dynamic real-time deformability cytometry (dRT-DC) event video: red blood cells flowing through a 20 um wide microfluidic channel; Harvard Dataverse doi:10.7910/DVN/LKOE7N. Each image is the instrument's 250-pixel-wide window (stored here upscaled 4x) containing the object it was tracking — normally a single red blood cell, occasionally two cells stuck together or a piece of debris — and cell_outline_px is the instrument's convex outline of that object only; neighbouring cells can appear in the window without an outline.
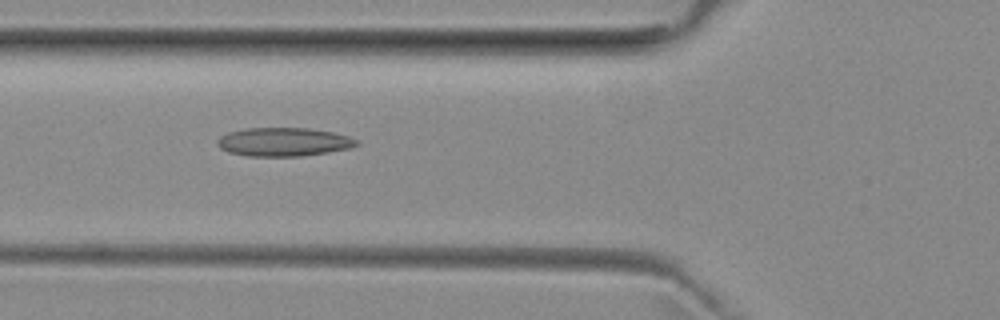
{"species": "common noctule bat (a hibernating species)", "species_latin": "Nyctalus noctula", "temperature_condition": "room temperature", "stored_images_in_passage": 34, "camera_frame_rate_fps": 3000, "um_per_image_px": 0.085, "animal": {"sex": "female", "body_mass_g": 29.2, "forearm_length_mm": 56.3}, "frame": {"image": 1, "passage_image": 3, "time_ms": 0.667, "image_size_px": [1000, 320], "cell_outline_px": [[360, 144], [352, 148], [304, 156], [248, 156], [228, 152], [220, 148], [216, 144], [216, 140], [220, 136], [228, 132], [248, 128], [308, 128], [332, 132], [348, 136], [356, 140]], "centroid_in_image_um": [24.1, 12.07], "position_along_channel_um": 101.7, "area_um2": 23.29}}
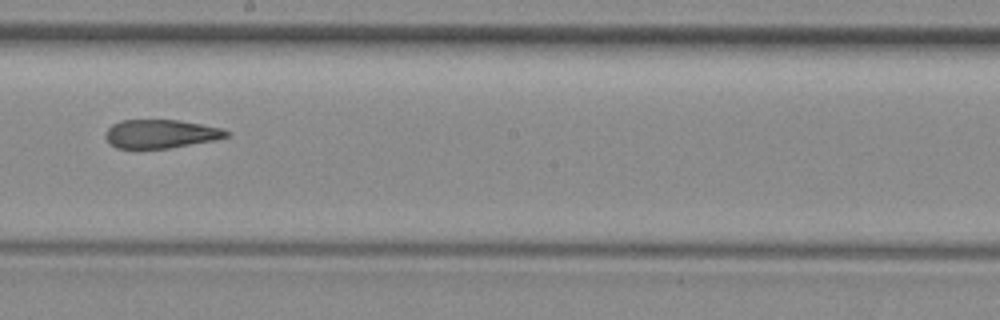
{"frame": {"image": 2, "passage_image": 13, "time_ms": 4.0, "image_size_px": [1000, 320], "cell_outline_px": [[232, 132], [228, 136], [216, 140], [168, 148], [116, 148], [108, 144], [104, 136], [108, 128], [112, 124], [120, 120], [180, 120], [224, 128]], "centroid_in_image_um": [13.68, 11.37], "position_along_channel_um": 234.5, "area_um2": 20.4}}
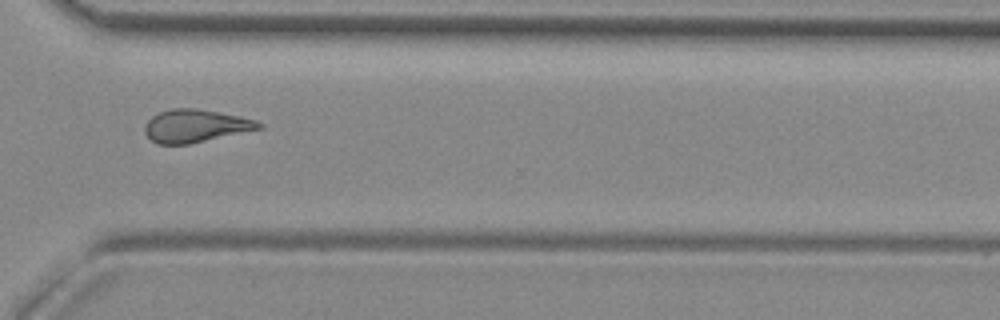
{"frame": {"image": 3, "passage_image": 22, "time_ms": 7.0, "image_size_px": [1000, 320], "cell_outline_px": [[264, 128], [188, 144], [156, 144], [144, 132], [144, 128], [148, 120], [152, 116], [160, 112], [172, 108], [196, 108], [240, 116], [256, 120], [264, 124]], "centroid_in_image_um": [16.63, 10.7], "position_along_channel_um": 354.0, "area_um2": 21.79}}